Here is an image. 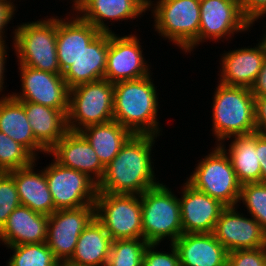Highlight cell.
<instances>
[{
  "mask_svg": "<svg viewBox=\"0 0 266 266\" xmlns=\"http://www.w3.org/2000/svg\"><path fill=\"white\" fill-rule=\"evenodd\" d=\"M157 138L160 137L133 134L105 167L104 175L97 184L98 192L141 195L158 185L161 179L156 177L158 169L154 166L152 152Z\"/></svg>",
  "mask_w": 266,
  "mask_h": 266,
  "instance_id": "obj_1",
  "label": "cell"
},
{
  "mask_svg": "<svg viewBox=\"0 0 266 266\" xmlns=\"http://www.w3.org/2000/svg\"><path fill=\"white\" fill-rule=\"evenodd\" d=\"M151 75L114 83L113 118L134 135L162 136L159 92Z\"/></svg>",
  "mask_w": 266,
  "mask_h": 266,
  "instance_id": "obj_2",
  "label": "cell"
},
{
  "mask_svg": "<svg viewBox=\"0 0 266 266\" xmlns=\"http://www.w3.org/2000/svg\"><path fill=\"white\" fill-rule=\"evenodd\" d=\"M212 97V136L219 145L232 136L256 132L255 97L250 88L217 81Z\"/></svg>",
  "mask_w": 266,
  "mask_h": 266,
  "instance_id": "obj_3",
  "label": "cell"
},
{
  "mask_svg": "<svg viewBox=\"0 0 266 266\" xmlns=\"http://www.w3.org/2000/svg\"><path fill=\"white\" fill-rule=\"evenodd\" d=\"M12 27L11 46L18 59L17 64L52 74H62L57 59L56 15L51 14L43 19L22 22Z\"/></svg>",
  "mask_w": 266,
  "mask_h": 266,
  "instance_id": "obj_4",
  "label": "cell"
},
{
  "mask_svg": "<svg viewBox=\"0 0 266 266\" xmlns=\"http://www.w3.org/2000/svg\"><path fill=\"white\" fill-rule=\"evenodd\" d=\"M149 12L153 30L169 44L173 42L182 54L191 55L198 48L200 0H151Z\"/></svg>",
  "mask_w": 266,
  "mask_h": 266,
  "instance_id": "obj_5",
  "label": "cell"
},
{
  "mask_svg": "<svg viewBox=\"0 0 266 266\" xmlns=\"http://www.w3.org/2000/svg\"><path fill=\"white\" fill-rule=\"evenodd\" d=\"M169 184L159 183L141 195L143 239L149 244H173L182 234L180 202Z\"/></svg>",
  "mask_w": 266,
  "mask_h": 266,
  "instance_id": "obj_6",
  "label": "cell"
},
{
  "mask_svg": "<svg viewBox=\"0 0 266 266\" xmlns=\"http://www.w3.org/2000/svg\"><path fill=\"white\" fill-rule=\"evenodd\" d=\"M197 161L185 180L225 206H238L241 184L226 152L219 145H214L204 158Z\"/></svg>",
  "mask_w": 266,
  "mask_h": 266,
  "instance_id": "obj_7",
  "label": "cell"
},
{
  "mask_svg": "<svg viewBox=\"0 0 266 266\" xmlns=\"http://www.w3.org/2000/svg\"><path fill=\"white\" fill-rule=\"evenodd\" d=\"M114 83L107 79L77 85L69 89L67 127L79 132L83 128L114 120Z\"/></svg>",
  "mask_w": 266,
  "mask_h": 266,
  "instance_id": "obj_8",
  "label": "cell"
},
{
  "mask_svg": "<svg viewBox=\"0 0 266 266\" xmlns=\"http://www.w3.org/2000/svg\"><path fill=\"white\" fill-rule=\"evenodd\" d=\"M95 218L112 240L143 238L140 195L98 192Z\"/></svg>",
  "mask_w": 266,
  "mask_h": 266,
  "instance_id": "obj_9",
  "label": "cell"
},
{
  "mask_svg": "<svg viewBox=\"0 0 266 266\" xmlns=\"http://www.w3.org/2000/svg\"><path fill=\"white\" fill-rule=\"evenodd\" d=\"M251 30L252 24L243 16L240 0H200L198 47L209 41L231 42L234 35Z\"/></svg>",
  "mask_w": 266,
  "mask_h": 266,
  "instance_id": "obj_10",
  "label": "cell"
},
{
  "mask_svg": "<svg viewBox=\"0 0 266 266\" xmlns=\"http://www.w3.org/2000/svg\"><path fill=\"white\" fill-rule=\"evenodd\" d=\"M52 162L43 168L56 210L94 205L97 183L87 174Z\"/></svg>",
  "mask_w": 266,
  "mask_h": 266,
  "instance_id": "obj_11",
  "label": "cell"
},
{
  "mask_svg": "<svg viewBox=\"0 0 266 266\" xmlns=\"http://www.w3.org/2000/svg\"><path fill=\"white\" fill-rule=\"evenodd\" d=\"M140 41V35L132 34V32L128 35L108 33L104 79L116 83L147 77L153 73L152 64L146 60L144 48H142L143 43Z\"/></svg>",
  "mask_w": 266,
  "mask_h": 266,
  "instance_id": "obj_12",
  "label": "cell"
},
{
  "mask_svg": "<svg viewBox=\"0 0 266 266\" xmlns=\"http://www.w3.org/2000/svg\"><path fill=\"white\" fill-rule=\"evenodd\" d=\"M94 218V205L56 210L48 216L46 243L59 263L71 259L79 236Z\"/></svg>",
  "mask_w": 266,
  "mask_h": 266,
  "instance_id": "obj_13",
  "label": "cell"
},
{
  "mask_svg": "<svg viewBox=\"0 0 266 266\" xmlns=\"http://www.w3.org/2000/svg\"><path fill=\"white\" fill-rule=\"evenodd\" d=\"M18 65L20 91L11 93L19 101L37 103L68 111L69 88L63 74H52L29 66Z\"/></svg>",
  "mask_w": 266,
  "mask_h": 266,
  "instance_id": "obj_14",
  "label": "cell"
},
{
  "mask_svg": "<svg viewBox=\"0 0 266 266\" xmlns=\"http://www.w3.org/2000/svg\"><path fill=\"white\" fill-rule=\"evenodd\" d=\"M239 206H226L216 222L213 234L228 252L266 246V231Z\"/></svg>",
  "mask_w": 266,
  "mask_h": 266,
  "instance_id": "obj_15",
  "label": "cell"
},
{
  "mask_svg": "<svg viewBox=\"0 0 266 266\" xmlns=\"http://www.w3.org/2000/svg\"><path fill=\"white\" fill-rule=\"evenodd\" d=\"M70 7L82 20L91 23L102 33H116L109 27L116 21L134 22L148 11L143 0H70ZM110 20V21H109ZM109 21V22H108ZM107 22V23H106ZM113 22V23H111ZM110 23V24H109Z\"/></svg>",
  "mask_w": 266,
  "mask_h": 266,
  "instance_id": "obj_16",
  "label": "cell"
},
{
  "mask_svg": "<svg viewBox=\"0 0 266 266\" xmlns=\"http://www.w3.org/2000/svg\"><path fill=\"white\" fill-rule=\"evenodd\" d=\"M258 43L241 48L235 47L220 54L217 72L218 82L230 86L251 88L261 71L266 57V48L259 39Z\"/></svg>",
  "mask_w": 266,
  "mask_h": 266,
  "instance_id": "obj_17",
  "label": "cell"
},
{
  "mask_svg": "<svg viewBox=\"0 0 266 266\" xmlns=\"http://www.w3.org/2000/svg\"><path fill=\"white\" fill-rule=\"evenodd\" d=\"M185 182V183H184ZM181 184L179 197L183 233H213L226 207L219 200L195 189L187 181Z\"/></svg>",
  "mask_w": 266,
  "mask_h": 266,
  "instance_id": "obj_18",
  "label": "cell"
},
{
  "mask_svg": "<svg viewBox=\"0 0 266 266\" xmlns=\"http://www.w3.org/2000/svg\"><path fill=\"white\" fill-rule=\"evenodd\" d=\"M64 18L57 16V59L63 74L101 32L82 20L72 9Z\"/></svg>",
  "mask_w": 266,
  "mask_h": 266,
  "instance_id": "obj_19",
  "label": "cell"
},
{
  "mask_svg": "<svg viewBox=\"0 0 266 266\" xmlns=\"http://www.w3.org/2000/svg\"><path fill=\"white\" fill-rule=\"evenodd\" d=\"M47 155L64 167L87 174L97 184L104 175L105 167L80 132L68 131Z\"/></svg>",
  "mask_w": 266,
  "mask_h": 266,
  "instance_id": "obj_20",
  "label": "cell"
},
{
  "mask_svg": "<svg viewBox=\"0 0 266 266\" xmlns=\"http://www.w3.org/2000/svg\"><path fill=\"white\" fill-rule=\"evenodd\" d=\"M173 245L180 266H227L228 251L213 233H183Z\"/></svg>",
  "mask_w": 266,
  "mask_h": 266,
  "instance_id": "obj_21",
  "label": "cell"
},
{
  "mask_svg": "<svg viewBox=\"0 0 266 266\" xmlns=\"http://www.w3.org/2000/svg\"><path fill=\"white\" fill-rule=\"evenodd\" d=\"M48 216L20 205L9 215L0 230V244L5 248L20 244L44 243Z\"/></svg>",
  "mask_w": 266,
  "mask_h": 266,
  "instance_id": "obj_22",
  "label": "cell"
},
{
  "mask_svg": "<svg viewBox=\"0 0 266 266\" xmlns=\"http://www.w3.org/2000/svg\"><path fill=\"white\" fill-rule=\"evenodd\" d=\"M38 160L35 159L29 166L8 173L14 178L20 204L35 212L50 216L55 211V206L44 170L35 168Z\"/></svg>",
  "mask_w": 266,
  "mask_h": 266,
  "instance_id": "obj_23",
  "label": "cell"
},
{
  "mask_svg": "<svg viewBox=\"0 0 266 266\" xmlns=\"http://www.w3.org/2000/svg\"><path fill=\"white\" fill-rule=\"evenodd\" d=\"M0 132L22 145L35 159H39L40 154H48L34 137L24 102L17 100L11 94L0 97Z\"/></svg>",
  "mask_w": 266,
  "mask_h": 266,
  "instance_id": "obj_24",
  "label": "cell"
},
{
  "mask_svg": "<svg viewBox=\"0 0 266 266\" xmlns=\"http://www.w3.org/2000/svg\"><path fill=\"white\" fill-rule=\"evenodd\" d=\"M108 52V33H100L79 58L63 73L69 89L88 82L104 79Z\"/></svg>",
  "mask_w": 266,
  "mask_h": 266,
  "instance_id": "obj_25",
  "label": "cell"
},
{
  "mask_svg": "<svg viewBox=\"0 0 266 266\" xmlns=\"http://www.w3.org/2000/svg\"><path fill=\"white\" fill-rule=\"evenodd\" d=\"M27 119L36 141L48 152L69 131L67 112L24 102Z\"/></svg>",
  "mask_w": 266,
  "mask_h": 266,
  "instance_id": "obj_26",
  "label": "cell"
},
{
  "mask_svg": "<svg viewBox=\"0 0 266 266\" xmlns=\"http://www.w3.org/2000/svg\"><path fill=\"white\" fill-rule=\"evenodd\" d=\"M226 141L230 144L228 145ZM219 146L229 156L241 185L261 183V167L258 152H256V132L250 135L232 136Z\"/></svg>",
  "mask_w": 266,
  "mask_h": 266,
  "instance_id": "obj_27",
  "label": "cell"
},
{
  "mask_svg": "<svg viewBox=\"0 0 266 266\" xmlns=\"http://www.w3.org/2000/svg\"><path fill=\"white\" fill-rule=\"evenodd\" d=\"M111 244V237L94 218L79 236L68 263L75 266H106Z\"/></svg>",
  "mask_w": 266,
  "mask_h": 266,
  "instance_id": "obj_28",
  "label": "cell"
},
{
  "mask_svg": "<svg viewBox=\"0 0 266 266\" xmlns=\"http://www.w3.org/2000/svg\"><path fill=\"white\" fill-rule=\"evenodd\" d=\"M79 132L90 143L104 167L117 156L122 146L133 135L115 120L89 125Z\"/></svg>",
  "mask_w": 266,
  "mask_h": 266,
  "instance_id": "obj_29",
  "label": "cell"
},
{
  "mask_svg": "<svg viewBox=\"0 0 266 266\" xmlns=\"http://www.w3.org/2000/svg\"><path fill=\"white\" fill-rule=\"evenodd\" d=\"M12 255L5 262L6 266H58L46 242L8 246Z\"/></svg>",
  "mask_w": 266,
  "mask_h": 266,
  "instance_id": "obj_30",
  "label": "cell"
},
{
  "mask_svg": "<svg viewBox=\"0 0 266 266\" xmlns=\"http://www.w3.org/2000/svg\"><path fill=\"white\" fill-rule=\"evenodd\" d=\"M148 244L143 238L112 240L106 266H142Z\"/></svg>",
  "mask_w": 266,
  "mask_h": 266,
  "instance_id": "obj_31",
  "label": "cell"
},
{
  "mask_svg": "<svg viewBox=\"0 0 266 266\" xmlns=\"http://www.w3.org/2000/svg\"><path fill=\"white\" fill-rule=\"evenodd\" d=\"M242 205L247 214L257 220L266 231V183L241 185L238 206ZM240 204V205H239Z\"/></svg>",
  "mask_w": 266,
  "mask_h": 266,
  "instance_id": "obj_32",
  "label": "cell"
},
{
  "mask_svg": "<svg viewBox=\"0 0 266 266\" xmlns=\"http://www.w3.org/2000/svg\"><path fill=\"white\" fill-rule=\"evenodd\" d=\"M34 160L22 145L0 132V172L29 166Z\"/></svg>",
  "mask_w": 266,
  "mask_h": 266,
  "instance_id": "obj_33",
  "label": "cell"
},
{
  "mask_svg": "<svg viewBox=\"0 0 266 266\" xmlns=\"http://www.w3.org/2000/svg\"><path fill=\"white\" fill-rule=\"evenodd\" d=\"M20 205L14 178L8 172H0V230L9 215Z\"/></svg>",
  "mask_w": 266,
  "mask_h": 266,
  "instance_id": "obj_34",
  "label": "cell"
},
{
  "mask_svg": "<svg viewBox=\"0 0 266 266\" xmlns=\"http://www.w3.org/2000/svg\"><path fill=\"white\" fill-rule=\"evenodd\" d=\"M162 244H148L143 256L142 266H180L179 255L176 247L169 243V251H163L165 248L158 247Z\"/></svg>",
  "mask_w": 266,
  "mask_h": 266,
  "instance_id": "obj_35",
  "label": "cell"
},
{
  "mask_svg": "<svg viewBox=\"0 0 266 266\" xmlns=\"http://www.w3.org/2000/svg\"><path fill=\"white\" fill-rule=\"evenodd\" d=\"M227 266H266V246L228 252Z\"/></svg>",
  "mask_w": 266,
  "mask_h": 266,
  "instance_id": "obj_36",
  "label": "cell"
},
{
  "mask_svg": "<svg viewBox=\"0 0 266 266\" xmlns=\"http://www.w3.org/2000/svg\"><path fill=\"white\" fill-rule=\"evenodd\" d=\"M240 6L243 16L252 24V28L260 19L264 21L266 0H240Z\"/></svg>",
  "mask_w": 266,
  "mask_h": 266,
  "instance_id": "obj_37",
  "label": "cell"
},
{
  "mask_svg": "<svg viewBox=\"0 0 266 266\" xmlns=\"http://www.w3.org/2000/svg\"><path fill=\"white\" fill-rule=\"evenodd\" d=\"M15 1L17 3V0H0V42H6V38H8L6 28L9 23H12L16 12L19 11Z\"/></svg>",
  "mask_w": 266,
  "mask_h": 266,
  "instance_id": "obj_38",
  "label": "cell"
},
{
  "mask_svg": "<svg viewBox=\"0 0 266 266\" xmlns=\"http://www.w3.org/2000/svg\"><path fill=\"white\" fill-rule=\"evenodd\" d=\"M254 97L256 132L266 135V96Z\"/></svg>",
  "mask_w": 266,
  "mask_h": 266,
  "instance_id": "obj_39",
  "label": "cell"
},
{
  "mask_svg": "<svg viewBox=\"0 0 266 266\" xmlns=\"http://www.w3.org/2000/svg\"><path fill=\"white\" fill-rule=\"evenodd\" d=\"M256 152L261 167V183H266V135L256 132Z\"/></svg>",
  "mask_w": 266,
  "mask_h": 266,
  "instance_id": "obj_40",
  "label": "cell"
},
{
  "mask_svg": "<svg viewBox=\"0 0 266 266\" xmlns=\"http://www.w3.org/2000/svg\"><path fill=\"white\" fill-rule=\"evenodd\" d=\"M8 46L6 44V42H0V97H5L11 94V92L4 94L5 93V88L7 86H5V80H7V76H6V62H7V58L9 57V52H8ZM6 77V78H5ZM3 93V94H2Z\"/></svg>",
  "mask_w": 266,
  "mask_h": 266,
  "instance_id": "obj_41",
  "label": "cell"
},
{
  "mask_svg": "<svg viewBox=\"0 0 266 266\" xmlns=\"http://www.w3.org/2000/svg\"><path fill=\"white\" fill-rule=\"evenodd\" d=\"M250 89L254 96H266V57L262 69L258 73L257 79Z\"/></svg>",
  "mask_w": 266,
  "mask_h": 266,
  "instance_id": "obj_42",
  "label": "cell"
},
{
  "mask_svg": "<svg viewBox=\"0 0 266 266\" xmlns=\"http://www.w3.org/2000/svg\"><path fill=\"white\" fill-rule=\"evenodd\" d=\"M263 26L262 27H264L263 28V30H262V33L263 34H260L261 36H260V40L263 42V44H264V46H265V48H266V22H264V24L263 23H261ZM265 25V26H264Z\"/></svg>",
  "mask_w": 266,
  "mask_h": 266,
  "instance_id": "obj_43",
  "label": "cell"
},
{
  "mask_svg": "<svg viewBox=\"0 0 266 266\" xmlns=\"http://www.w3.org/2000/svg\"><path fill=\"white\" fill-rule=\"evenodd\" d=\"M58 266H75V265H71L68 262H62V263H59Z\"/></svg>",
  "mask_w": 266,
  "mask_h": 266,
  "instance_id": "obj_44",
  "label": "cell"
},
{
  "mask_svg": "<svg viewBox=\"0 0 266 266\" xmlns=\"http://www.w3.org/2000/svg\"><path fill=\"white\" fill-rule=\"evenodd\" d=\"M147 5H149L151 0H143Z\"/></svg>",
  "mask_w": 266,
  "mask_h": 266,
  "instance_id": "obj_45",
  "label": "cell"
}]
</instances>
